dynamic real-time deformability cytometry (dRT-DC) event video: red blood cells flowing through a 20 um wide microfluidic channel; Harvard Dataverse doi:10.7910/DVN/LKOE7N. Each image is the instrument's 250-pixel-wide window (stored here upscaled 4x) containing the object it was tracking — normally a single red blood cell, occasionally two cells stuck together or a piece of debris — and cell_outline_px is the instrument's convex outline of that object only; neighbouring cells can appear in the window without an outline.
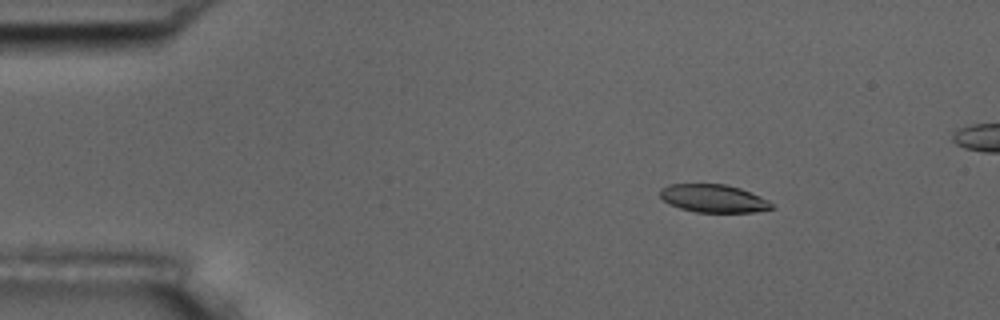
{"species": "common noctule bat (a hibernating species)", "species_latin": "Nyctalus noctula", "temperature_condition": "room temperature", "stored_images_in_passage": 6, "camera_frame_rate_fps": 3000, "um_per_image_px": 0.085, "animal": {"sex": "male", "body_mass_g": 17.5, "forearm_length_mm": 52.3}, "frame": {"image": 1, "passage_image": 3, "time_ms": 2.0, "image_size_px": [1000, 320], "cell_outline_px": [[776, 208], [752, 212], [696, 212], [680, 208], [668, 204], [660, 196], [660, 188], [668, 184], [724, 184], [740, 188], [760, 196], [768, 200]], "centroid_in_image_um": [60.63, 16.86], "position_along_channel_um": 24.4, "area_um2": 18.21}}